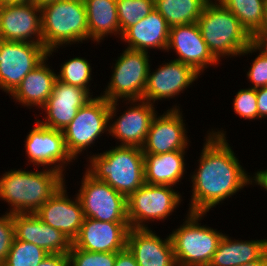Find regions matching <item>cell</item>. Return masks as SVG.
I'll return each mask as SVG.
<instances>
[{"instance_id": "ac0fdd59", "label": "cell", "mask_w": 267, "mask_h": 266, "mask_svg": "<svg viewBox=\"0 0 267 266\" xmlns=\"http://www.w3.org/2000/svg\"><path fill=\"white\" fill-rule=\"evenodd\" d=\"M91 98L85 89L56 79L52 94L41 108L46 115L37 121L50 129L63 131L74 119L78 110Z\"/></svg>"}, {"instance_id": "ab89813d", "label": "cell", "mask_w": 267, "mask_h": 266, "mask_svg": "<svg viewBox=\"0 0 267 266\" xmlns=\"http://www.w3.org/2000/svg\"><path fill=\"white\" fill-rule=\"evenodd\" d=\"M253 184L258 185L261 189H265V191H267V169H259L257 172L253 173L252 186H254Z\"/></svg>"}, {"instance_id": "7c38bea8", "label": "cell", "mask_w": 267, "mask_h": 266, "mask_svg": "<svg viewBox=\"0 0 267 266\" xmlns=\"http://www.w3.org/2000/svg\"><path fill=\"white\" fill-rule=\"evenodd\" d=\"M48 56L44 45L2 41L0 47V89L10 96L23 78Z\"/></svg>"}, {"instance_id": "f1b7e54d", "label": "cell", "mask_w": 267, "mask_h": 266, "mask_svg": "<svg viewBox=\"0 0 267 266\" xmlns=\"http://www.w3.org/2000/svg\"><path fill=\"white\" fill-rule=\"evenodd\" d=\"M230 10L253 36L260 28L265 9V0H217Z\"/></svg>"}, {"instance_id": "2e32d148", "label": "cell", "mask_w": 267, "mask_h": 266, "mask_svg": "<svg viewBox=\"0 0 267 266\" xmlns=\"http://www.w3.org/2000/svg\"><path fill=\"white\" fill-rule=\"evenodd\" d=\"M41 6L33 2L0 5V36L4 41L43 45Z\"/></svg>"}, {"instance_id": "5b68a950", "label": "cell", "mask_w": 267, "mask_h": 266, "mask_svg": "<svg viewBox=\"0 0 267 266\" xmlns=\"http://www.w3.org/2000/svg\"><path fill=\"white\" fill-rule=\"evenodd\" d=\"M43 45L48 56L88 41V23L83 0H56L41 6ZM58 48V49H57ZM57 49V50H56Z\"/></svg>"}, {"instance_id": "1f68e13d", "label": "cell", "mask_w": 267, "mask_h": 266, "mask_svg": "<svg viewBox=\"0 0 267 266\" xmlns=\"http://www.w3.org/2000/svg\"><path fill=\"white\" fill-rule=\"evenodd\" d=\"M154 8V0H117L121 36L128 27L145 18Z\"/></svg>"}, {"instance_id": "cb8c5ba5", "label": "cell", "mask_w": 267, "mask_h": 266, "mask_svg": "<svg viewBox=\"0 0 267 266\" xmlns=\"http://www.w3.org/2000/svg\"><path fill=\"white\" fill-rule=\"evenodd\" d=\"M47 56L38 66L29 72L17 89L9 96L15 103H19L28 109L42 108L53 91L57 73L47 64Z\"/></svg>"}, {"instance_id": "52a82bcc", "label": "cell", "mask_w": 267, "mask_h": 266, "mask_svg": "<svg viewBox=\"0 0 267 266\" xmlns=\"http://www.w3.org/2000/svg\"><path fill=\"white\" fill-rule=\"evenodd\" d=\"M150 52L125 48L112 62V73L101 96L109 102L143 99L150 68Z\"/></svg>"}, {"instance_id": "4fadbf2b", "label": "cell", "mask_w": 267, "mask_h": 266, "mask_svg": "<svg viewBox=\"0 0 267 266\" xmlns=\"http://www.w3.org/2000/svg\"><path fill=\"white\" fill-rule=\"evenodd\" d=\"M35 121L24 141L27 165L51 168L64 175L66 167L74 159L66 149L63 132L43 126L37 119Z\"/></svg>"}, {"instance_id": "9c48e42d", "label": "cell", "mask_w": 267, "mask_h": 266, "mask_svg": "<svg viewBox=\"0 0 267 266\" xmlns=\"http://www.w3.org/2000/svg\"><path fill=\"white\" fill-rule=\"evenodd\" d=\"M182 195L173 186L145 183L127 198V218L130 228L149 229V222L163 221L176 212ZM148 223V224H146Z\"/></svg>"}, {"instance_id": "ee69618b", "label": "cell", "mask_w": 267, "mask_h": 266, "mask_svg": "<svg viewBox=\"0 0 267 266\" xmlns=\"http://www.w3.org/2000/svg\"><path fill=\"white\" fill-rule=\"evenodd\" d=\"M28 2H31V0H0V5L28 3Z\"/></svg>"}, {"instance_id": "8992f818", "label": "cell", "mask_w": 267, "mask_h": 266, "mask_svg": "<svg viewBox=\"0 0 267 266\" xmlns=\"http://www.w3.org/2000/svg\"><path fill=\"white\" fill-rule=\"evenodd\" d=\"M205 215L207 213L187 212L184 222L169 233L177 266H208L210 263L224 233L201 225Z\"/></svg>"}, {"instance_id": "5bb4252c", "label": "cell", "mask_w": 267, "mask_h": 266, "mask_svg": "<svg viewBox=\"0 0 267 266\" xmlns=\"http://www.w3.org/2000/svg\"><path fill=\"white\" fill-rule=\"evenodd\" d=\"M177 103L161 115L153 118L144 145V154H162L188 150L191 141L183 119L182 108ZM190 142V143H189ZM189 144V145H188Z\"/></svg>"}, {"instance_id": "e0dca14e", "label": "cell", "mask_w": 267, "mask_h": 266, "mask_svg": "<svg viewBox=\"0 0 267 266\" xmlns=\"http://www.w3.org/2000/svg\"><path fill=\"white\" fill-rule=\"evenodd\" d=\"M172 50L177 55L174 60L191 66L200 75L209 66L219 65L202 38L197 22L170 27L166 52Z\"/></svg>"}, {"instance_id": "603a6c76", "label": "cell", "mask_w": 267, "mask_h": 266, "mask_svg": "<svg viewBox=\"0 0 267 266\" xmlns=\"http://www.w3.org/2000/svg\"><path fill=\"white\" fill-rule=\"evenodd\" d=\"M170 26L162 15L154 8L145 18L128 27L120 38L125 48L148 52L160 49L166 52Z\"/></svg>"}, {"instance_id": "277c9868", "label": "cell", "mask_w": 267, "mask_h": 266, "mask_svg": "<svg viewBox=\"0 0 267 266\" xmlns=\"http://www.w3.org/2000/svg\"><path fill=\"white\" fill-rule=\"evenodd\" d=\"M202 38L213 57L219 62L240 57L252 43V36L239 19L217 0H210L197 20Z\"/></svg>"}, {"instance_id": "d6a6232c", "label": "cell", "mask_w": 267, "mask_h": 266, "mask_svg": "<svg viewBox=\"0 0 267 266\" xmlns=\"http://www.w3.org/2000/svg\"><path fill=\"white\" fill-rule=\"evenodd\" d=\"M68 257L69 266H114L116 253L85 251L72 244Z\"/></svg>"}, {"instance_id": "3957f363", "label": "cell", "mask_w": 267, "mask_h": 266, "mask_svg": "<svg viewBox=\"0 0 267 266\" xmlns=\"http://www.w3.org/2000/svg\"><path fill=\"white\" fill-rule=\"evenodd\" d=\"M87 154L86 171L128 198L145 184L144 153L141 147L119 146Z\"/></svg>"}, {"instance_id": "836d02e7", "label": "cell", "mask_w": 267, "mask_h": 266, "mask_svg": "<svg viewBox=\"0 0 267 266\" xmlns=\"http://www.w3.org/2000/svg\"><path fill=\"white\" fill-rule=\"evenodd\" d=\"M258 52L252 61L251 67L246 72L247 80L250 81V88H259L267 86V55L260 51L253 43H251L240 56L252 55Z\"/></svg>"}, {"instance_id": "7402d4cb", "label": "cell", "mask_w": 267, "mask_h": 266, "mask_svg": "<svg viewBox=\"0 0 267 266\" xmlns=\"http://www.w3.org/2000/svg\"><path fill=\"white\" fill-rule=\"evenodd\" d=\"M152 230L130 228L128 232L126 248L138 266H177L170 235L161 238Z\"/></svg>"}, {"instance_id": "bcb514c9", "label": "cell", "mask_w": 267, "mask_h": 266, "mask_svg": "<svg viewBox=\"0 0 267 266\" xmlns=\"http://www.w3.org/2000/svg\"><path fill=\"white\" fill-rule=\"evenodd\" d=\"M2 41H3V39H2L1 36H0V47H1Z\"/></svg>"}, {"instance_id": "9a60e30c", "label": "cell", "mask_w": 267, "mask_h": 266, "mask_svg": "<svg viewBox=\"0 0 267 266\" xmlns=\"http://www.w3.org/2000/svg\"><path fill=\"white\" fill-rule=\"evenodd\" d=\"M158 66L153 72L151 67L149 68L143 95V100L153 105L158 100L178 97L200 77V74L191 66L174 59L168 62L163 61Z\"/></svg>"}, {"instance_id": "f546056e", "label": "cell", "mask_w": 267, "mask_h": 266, "mask_svg": "<svg viewBox=\"0 0 267 266\" xmlns=\"http://www.w3.org/2000/svg\"><path fill=\"white\" fill-rule=\"evenodd\" d=\"M86 58L75 57L61 63L60 70L57 72V79L72 86H77L85 89L93 97V92H90L92 78V67Z\"/></svg>"}, {"instance_id": "ba28073f", "label": "cell", "mask_w": 267, "mask_h": 266, "mask_svg": "<svg viewBox=\"0 0 267 266\" xmlns=\"http://www.w3.org/2000/svg\"><path fill=\"white\" fill-rule=\"evenodd\" d=\"M111 102L101 95L92 97L77 112L74 119L62 131L68 153L75 160L95 141L109 133Z\"/></svg>"}, {"instance_id": "f6af8a7d", "label": "cell", "mask_w": 267, "mask_h": 266, "mask_svg": "<svg viewBox=\"0 0 267 266\" xmlns=\"http://www.w3.org/2000/svg\"><path fill=\"white\" fill-rule=\"evenodd\" d=\"M52 1H56V0H31V2H33L37 6H43V5L50 3Z\"/></svg>"}, {"instance_id": "d590c367", "label": "cell", "mask_w": 267, "mask_h": 266, "mask_svg": "<svg viewBox=\"0 0 267 266\" xmlns=\"http://www.w3.org/2000/svg\"><path fill=\"white\" fill-rule=\"evenodd\" d=\"M14 238L12 214L5 212L0 216V266L3 265Z\"/></svg>"}, {"instance_id": "4dcf8cb0", "label": "cell", "mask_w": 267, "mask_h": 266, "mask_svg": "<svg viewBox=\"0 0 267 266\" xmlns=\"http://www.w3.org/2000/svg\"><path fill=\"white\" fill-rule=\"evenodd\" d=\"M48 255L43 248L33 243L14 238L2 266H38Z\"/></svg>"}, {"instance_id": "7a4b0ae2", "label": "cell", "mask_w": 267, "mask_h": 266, "mask_svg": "<svg viewBox=\"0 0 267 266\" xmlns=\"http://www.w3.org/2000/svg\"><path fill=\"white\" fill-rule=\"evenodd\" d=\"M36 169L15 168L0 176V201L10 206L6 212L35 213L66 183L65 175L54 169Z\"/></svg>"}, {"instance_id": "7bdbcfd3", "label": "cell", "mask_w": 267, "mask_h": 266, "mask_svg": "<svg viewBox=\"0 0 267 266\" xmlns=\"http://www.w3.org/2000/svg\"><path fill=\"white\" fill-rule=\"evenodd\" d=\"M240 266H267V252L260 259L248 262Z\"/></svg>"}, {"instance_id": "6da1fadb", "label": "cell", "mask_w": 267, "mask_h": 266, "mask_svg": "<svg viewBox=\"0 0 267 266\" xmlns=\"http://www.w3.org/2000/svg\"><path fill=\"white\" fill-rule=\"evenodd\" d=\"M217 130V131H216ZM197 168L190 174L192 195L187 212L209 213L216 205L252 185V176L241 166L226 131H207Z\"/></svg>"}, {"instance_id": "d6986e66", "label": "cell", "mask_w": 267, "mask_h": 266, "mask_svg": "<svg viewBox=\"0 0 267 266\" xmlns=\"http://www.w3.org/2000/svg\"><path fill=\"white\" fill-rule=\"evenodd\" d=\"M65 184L35 212V215L73 242L79 234L84 215L77 194L75 198H69Z\"/></svg>"}, {"instance_id": "44dd1931", "label": "cell", "mask_w": 267, "mask_h": 266, "mask_svg": "<svg viewBox=\"0 0 267 266\" xmlns=\"http://www.w3.org/2000/svg\"><path fill=\"white\" fill-rule=\"evenodd\" d=\"M15 239L33 243L48 254H68L72 241L61 231L40 220L35 213L12 214Z\"/></svg>"}, {"instance_id": "30bf717a", "label": "cell", "mask_w": 267, "mask_h": 266, "mask_svg": "<svg viewBox=\"0 0 267 266\" xmlns=\"http://www.w3.org/2000/svg\"><path fill=\"white\" fill-rule=\"evenodd\" d=\"M83 173L77 197L84 217L102 222H128L127 198L87 171Z\"/></svg>"}, {"instance_id": "60d3db41", "label": "cell", "mask_w": 267, "mask_h": 266, "mask_svg": "<svg viewBox=\"0 0 267 266\" xmlns=\"http://www.w3.org/2000/svg\"><path fill=\"white\" fill-rule=\"evenodd\" d=\"M252 43L265 55H267V35H253Z\"/></svg>"}, {"instance_id": "4316f807", "label": "cell", "mask_w": 267, "mask_h": 266, "mask_svg": "<svg viewBox=\"0 0 267 266\" xmlns=\"http://www.w3.org/2000/svg\"><path fill=\"white\" fill-rule=\"evenodd\" d=\"M88 23V41L97 44L108 35L121 38L117 0H83Z\"/></svg>"}, {"instance_id": "b9f144b4", "label": "cell", "mask_w": 267, "mask_h": 266, "mask_svg": "<svg viewBox=\"0 0 267 266\" xmlns=\"http://www.w3.org/2000/svg\"><path fill=\"white\" fill-rule=\"evenodd\" d=\"M254 35H267V0H265V9L261 26Z\"/></svg>"}, {"instance_id": "f35d334b", "label": "cell", "mask_w": 267, "mask_h": 266, "mask_svg": "<svg viewBox=\"0 0 267 266\" xmlns=\"http://www.w3.org/2000/svg\"><path fill=\"white\" fill-rule=\"evenodd\" d=\"M114 266H138V264L134 256L126 248L120 252H116Z\"/></svg>"}, {"instance_id": "e575fe53", "label": "cell", "mask_w": 267, "mask_h": 266, "mask_svg": "<svg viewBox=\"0 0 267 266\" xmlns=\"http://www.w3.org/2000/svg\"><path fill=\"white\" fill-rule=\"evenodd\" d=\"M233 99V110L235 114L244 120H257L258 119V110H257V95L255 88H245L238 90L235 93Z\"/></svg>"}, {"instance_id": "484cf974", "label": "cell", "mask_w": 267, "mask_h": 266, "mask_svg": "<svg viewBox=\"0 0 267 266\" xmlns=\"http://www.w3.org/2000/svg\"><path fill=\"white\" fill-rule=\"evenodd\" d=\"M267 252V239L238 240L224 234L208 266H240L260 259Z\"/></svg>"}, {"instance_id": "74e56055", "label": "cell", "mask_w": 267, "mask_h": 266, "mask_svg": "<svg viewBox=\"0 0 267 266\" xmlns=\"http://www.w3.org/2000/svg\"><path fill=\"white\" fill-rule=\"evenodd\" d=\"M38 266H69L68 254H49Z\"/></svg>"}, {"instance_id": "8fae6325", "label": "cell", "mask_w": 267, "mask_h": 266, "mask_svg": "<svg viewBox=\"0 0 267 266\" xmlns=\"http://www.w3.org/2000/svg\"><path fill=\"white\" fill-rule=\"evenodd\" d=\"M117 103L118 100L110 104L108 135L115 138L117 143L120 141L119 146L142 147L151 122L158 113L155 105L143 99L126 100L127 109L117 116L118 108H120Z\"/></svg>"}, {"instance_id": "83f0119b", "label": "cell", "mask_w": 267, "mask_h": 266, "mask_svg": "<svg viewBox=\"0 0 267 266\" xmlns=\"http://www.w3.org/2000/svg\"><path fill=\"white\" fill-rule=\"evenodd\" d=\"M210 0H154L155 9L170 27L197 22Z\"/></svg>"}, {"instance_id": "d4e9b609", "label": "cell", "mask_w": 267, "mask_h": 266, "mask_svg": "<svg viewBox=\"0 0 267 266\" xmlns=\"http://www.w3.org/2000/svg\"><path fill=\"white\" fill-rule=\"evenodd\" d=\"M186 151L144 154L145 183L177 187L186 172Z\"/></svg>"}, {"instance_id": "ffe728a7", "label": "cell", "mask_w": 267, "mask_h": 266, "mask_svg": "<svg viewBox=\"0 0 267 266\" xmlns=\"http://www.w3.org/2000/svg\"><path fill=\"white\" fill-rule=\"evenodd\" d=\"M129 222H102L84 217L72 244L85 251L120 252L126 249Z\"/></svg>"}, {"instance_id": "8d00e7d4", "label": "cell", "mask_w": 267, "mask_h": 266, "mask_svg": "<svg viewBox=\"0 0 267 266\" xmlns=\"http://www.w3.org/2000/svg\"><path fill=\"white\" fill-rule=\"evenodd\" d=\"M258 119L267 118V86L256 88Z\"/></svg>"}]
</instances>
